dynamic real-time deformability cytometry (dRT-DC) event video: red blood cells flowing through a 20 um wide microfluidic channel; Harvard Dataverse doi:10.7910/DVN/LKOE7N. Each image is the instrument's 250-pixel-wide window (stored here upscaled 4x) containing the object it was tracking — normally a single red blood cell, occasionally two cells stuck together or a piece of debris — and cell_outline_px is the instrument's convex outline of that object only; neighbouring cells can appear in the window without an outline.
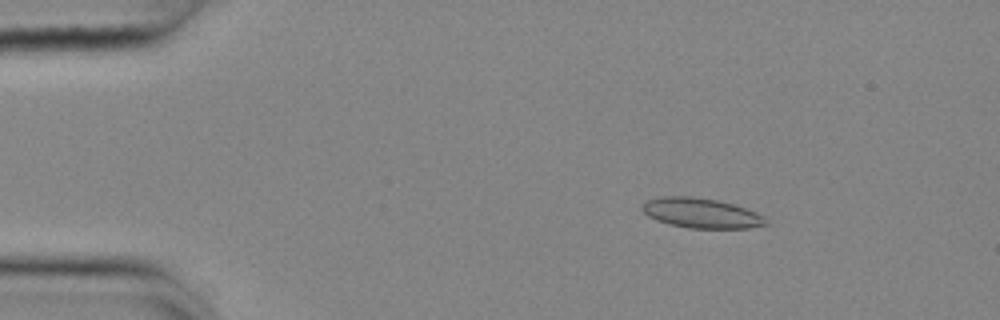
{"species": "common noctule bat (a hibernating species)", "species_latin": "Nyctalus noctula", "temperature_condition": "cold", "stored_images_in_passage": 54, "camera_frame_rate_fps": 3000, "um_per_image_px": 0.085, "animal": {"sex": "female", "body_mass_g": 25.1}, "frame": {"image": 1, "passage_image": 8, "time_ms": 2.333, "image_size_px": [1000, 320], "cell_outline_px": [[768, 224], [748, 228], [688, 228], [668, 224], [656, 220], [648, 216], [640, 208], [640, 204], [648, 200], [660, 196], [692, 196], [716, 200], [732, 204], [744, 208], [764, 216]], "centroid_in_image_um": [59.54, 18.11], "position_along_channel_um": 25.5, "area_um2": 21.56}}
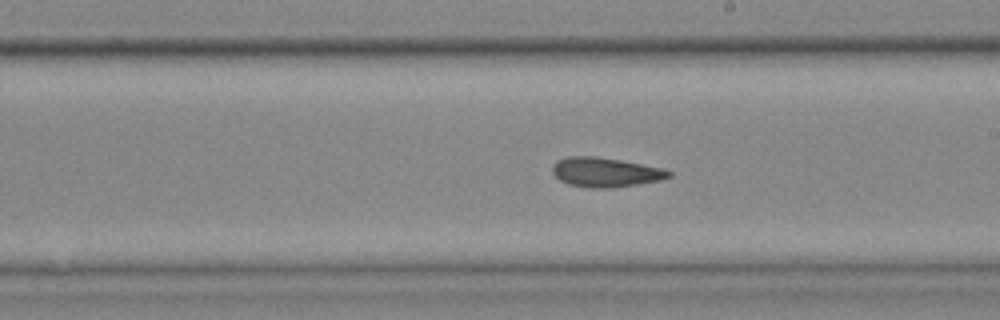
{"frame": {"image": 2, "passage_image": 31, "time_ms": 10.0, "image_size_px": [1000, 320], "cell_outline_px": [[672, 176], [660, 180], [612, 188], [588, 188], [568, 184], [560, 180], [552, 172], [552, 164], [556, 160], [568, 156], [596, 156], [620, 160], [664, 168], [672, 172]], "centroid_in_image_um": [51.44, 14.63], "position_along_channel_um": 237.6, "area_um2": 20.11}}
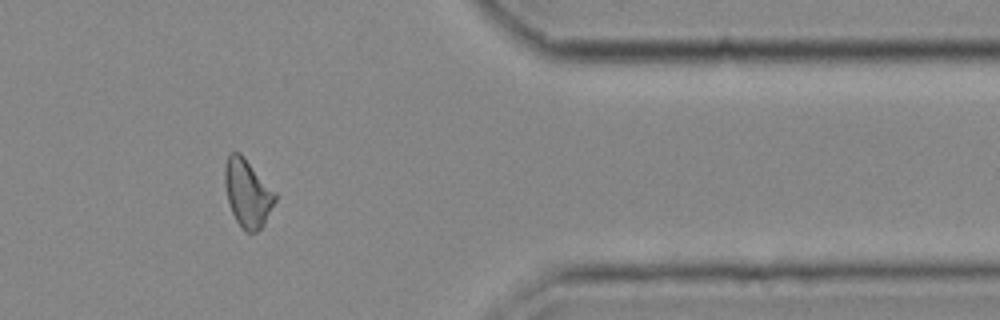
{"frame": {"image": 3, "passage_image": 45, "time_ms": 14.667, "image_size_px": [1000, 320], "cell_outline_px": [[276, 200], [264, 224], [256, 232], [244, 232], [236, 220], [232, 212], [228, 200], [224, 180], [224, 168], [228, 156], [232, 152], [240, 152], [244, 156], [276, 192]], "centroid_in_image_um": [21.04, 16.41], "position_along_channel_um": 390.4, "area_um2": 19.83}, "authors_computed_cell_mechanics": {"area_um2": 20.2011, "velocity_mm_per_s": 3.6886, "shape_relaxation_time_tau1_ms": 6.333, "shape_relaxation_time_tau2_ms": 3.1157, "deformation_change_tau1": 0.141, "deformation_change_tau2": 0.114}}